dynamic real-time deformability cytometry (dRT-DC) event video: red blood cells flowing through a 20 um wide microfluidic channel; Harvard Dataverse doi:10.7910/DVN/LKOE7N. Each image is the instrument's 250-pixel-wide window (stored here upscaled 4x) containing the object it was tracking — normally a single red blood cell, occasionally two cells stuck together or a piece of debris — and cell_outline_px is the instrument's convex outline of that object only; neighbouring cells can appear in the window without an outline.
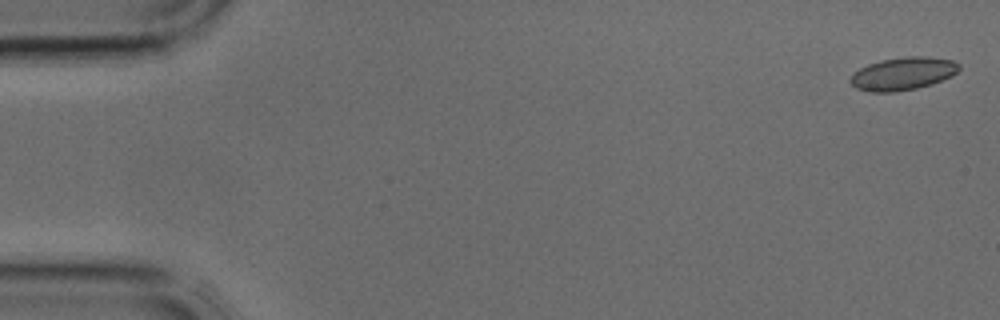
{"species": "common noctule bat (a hibernating species)", "species_latin": "Nyctalus noctula", "temperature_condition": "cold", "stored_images_in_passage": 40, "camera_frame_rate_fps": 3000, "um_per_image_px": 0.085, "animal": {"sex": "male", "body_mass_g": 17.9, "forearm_length_mm": 54.2}, "frame": {"image": 1, "passage_image": 1, "time_ms": 0.0, "image_size_px": [1000, 320], "cell_outline_px": [[960, 68], [952, 76], [932, 84], [916, 88], [896, 92], [868, 92], [856, 88], [848, 80], [860, 68], [868, 64], [880, 60], [904, 56], [928, 56], [952, 60], [960, 64]], "centroid_in_image_um": [76.76, 6.26], "position_along_channel_um": 8.2, "area_um2": 20.92}}
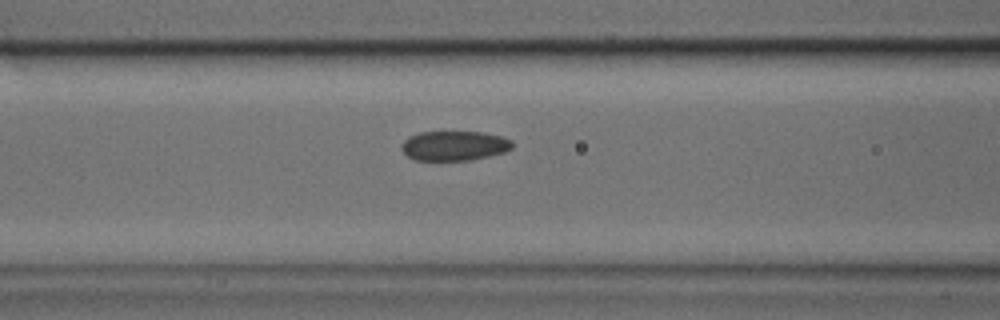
{"frame": {"image": 2, "passage_image": 16, "time_ms": 5.0, "image_size_px": [1000, 320], "cell_outline_px": [[512, 148], [504, 152], [472, 160], [412, 160], [400, 148], [404, 140], [408, 136], [420, 132], [480, 132], [500, 136], [512, 140]], "centroid_in_image_um": [38.58, 12.39], "position_along_channel_um": 128.0, "area_um2": 19.13}}
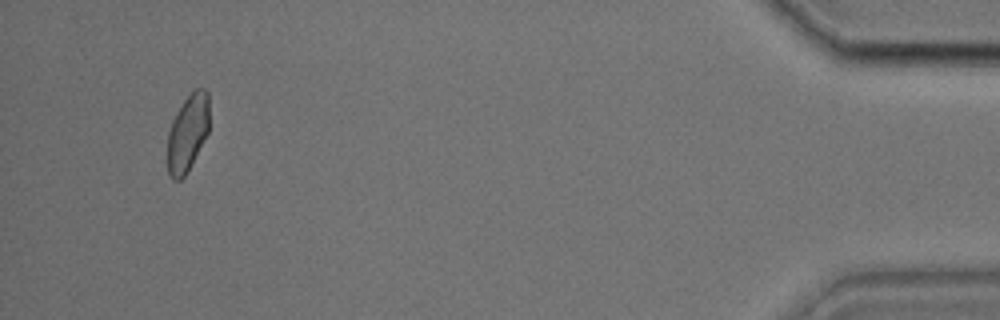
{"frame": {"image": 3, "passage_image": 38, "time_ms": 12.333, "image_size_px": [1000, 320], "cell_outline_px": [[208, 132], [184, 176], [180, 180], [172, 180], [168, 172], [168, 132], [172, 120], [176, 112], [184, 100], [196, 88], [204, 88], [208, 92]], "centroid_in_image_um": [15.93, 11.28], "position_along_channel_um": 419.3, "area_um2": 18.38}}